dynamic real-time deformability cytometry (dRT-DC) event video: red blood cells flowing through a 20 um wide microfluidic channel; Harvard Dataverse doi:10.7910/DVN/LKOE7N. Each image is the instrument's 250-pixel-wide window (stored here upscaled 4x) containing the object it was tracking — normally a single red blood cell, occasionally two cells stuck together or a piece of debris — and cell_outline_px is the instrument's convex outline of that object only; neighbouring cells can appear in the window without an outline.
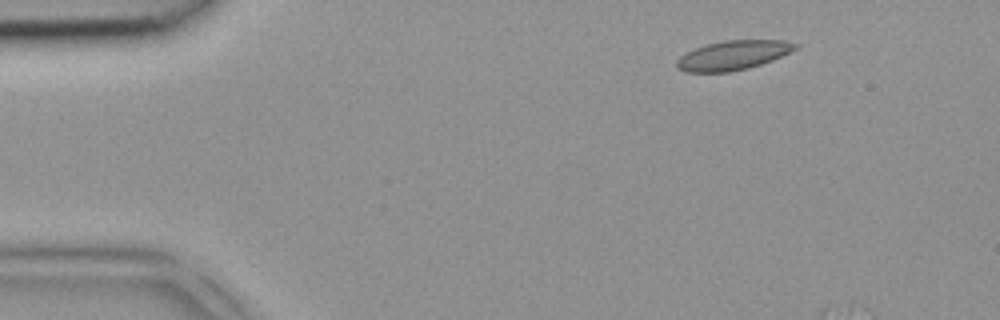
{"species": "common noctule bat (a hibernating species)", "species_latin": "Nyctalus noctula", "temperature_condition": "room temperature", "stored_images_in_passage": 3, "camera_frame_rate_fps": 3000, "um_per_image_px": 0.085, "animal": {"sex": "female", "body_mass_g": 18.4}, "frame": {"image": 1, "passage_image": 1, "time_ms": 0.0, "image_size_px": [1000, 320], "cell_outline_px": [[800, 44], [796, 48], [772, 60], [748, 68], [728, 72], [684, 72], [676, 68], [676, 60], [680, 56], [696, 48], [708, 44], [724, 40], [784, 40]], "centroid_in_image_um": [62.28, 4.7], "position_along_channel_um": 22.7, "area_um2": 20.11}}